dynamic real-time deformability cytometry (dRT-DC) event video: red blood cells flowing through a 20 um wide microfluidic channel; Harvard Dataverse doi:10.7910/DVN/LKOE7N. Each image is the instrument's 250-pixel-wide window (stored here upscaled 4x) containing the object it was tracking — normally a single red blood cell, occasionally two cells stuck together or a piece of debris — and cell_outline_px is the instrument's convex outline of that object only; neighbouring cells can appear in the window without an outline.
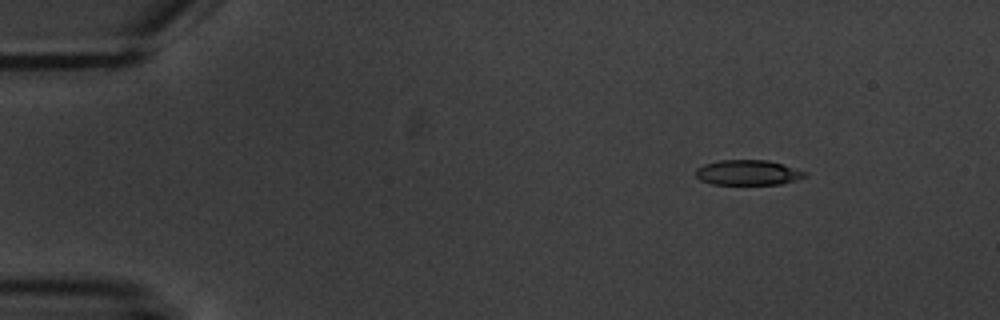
{"species": "common noctule bat (a hibernating species)", "species_latin": "Nyctalus noctula", "temperature_condition": "warm", "stored_images_in_passage": 5, "camera_frame_rate_fps": 3000, "um_per_image_px": 0.085, "animal": {"sex": "male", "body_mass_g": 20.1, "forearm_length_mm": 53.5}, "frame": {"image": 1, "passage_image": 1, "time_ms": 0.0, "image_size_px": [1000, 320], "cell_outline_px": [[808, 176], [796, 180], [780, 184], [712, 184], [700, 180], [696, 176], [696, 168], [704, 164], [720, 160], [768, 160], [808, 172]], "centroid_in_image_um": [63.58, 14.67], "position_along_channel_um": 21.4, "area_um2": 16.01}}
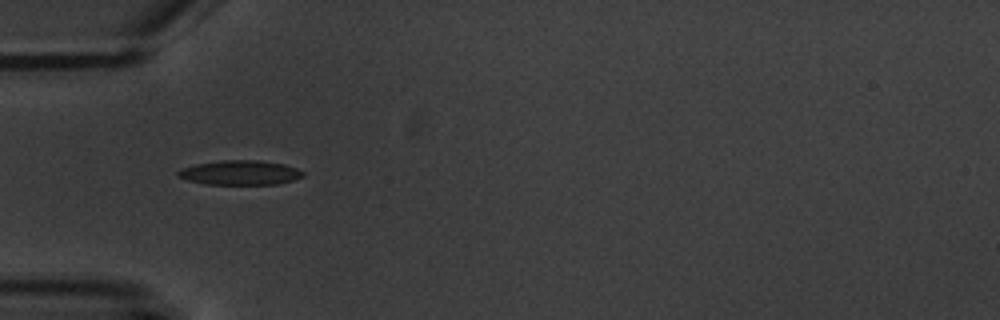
{"frame": {"image": 2, "passage_image": 4, "time_ms": 3.667, "image_size_px": [1000, 320], "cell_outline_px": [[304, 176], [280, 184], [204, 184], [188, 180], [176, 176], [176, 172], [184, 168], [196, 164], [220, 160], [260, 160], [284, 164], [296, 168], [304, 172]], "centroid_in_image_um": [20.41, 14.67], "position_along_channel_um": 64.6, "area_um2": 17.86}}